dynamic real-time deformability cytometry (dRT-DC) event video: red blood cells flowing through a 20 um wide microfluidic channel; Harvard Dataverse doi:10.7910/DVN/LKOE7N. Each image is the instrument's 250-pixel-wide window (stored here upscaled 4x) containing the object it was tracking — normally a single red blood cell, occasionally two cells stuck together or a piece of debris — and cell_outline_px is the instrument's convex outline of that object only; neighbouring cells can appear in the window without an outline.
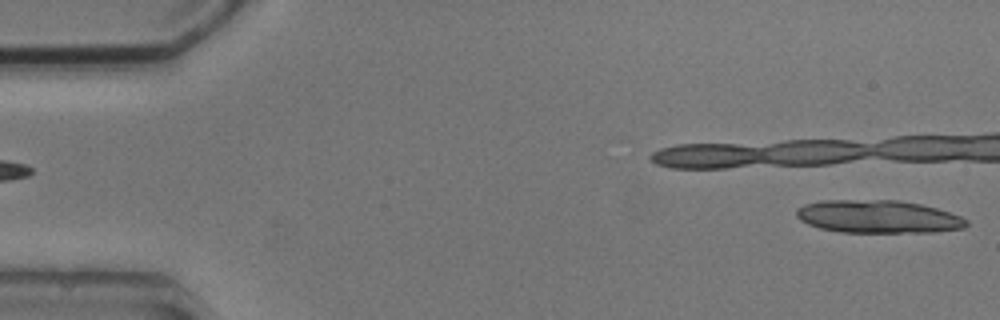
{"species": "common noctule bat (a hibernating species)", "species_latin": "Nyctalus noctula", "temperature_condition": "cold", "stored_images_in_passage": 5, "segment_of_instrument_passage": [2, 2], "camera_frame_rate_fps": 3000, "um_per_image_px": 0.085, "animal": {"sex": "male", "body_mass_g": 20.5, "forearm_length_mm": 52.5}, "frame": {"image": 1, "passage_image": 5, "time_ms": 5.667, "image_size_px": [1000, 320], "cell_outline_px": [[968, 224], [964, 228], [936, 232], [840, 232], [820, 228], [808, 224], [800, 220], [796, 216], [796, 208], [804, 204], [824, 200], [900, 200], [920, 204], [936, 208], [960, 216], [968, 220]], "centroid_in_image_um": [74.63, 18.41], "position_along_channel_um": 10.4, "area_um2": 32.66}}